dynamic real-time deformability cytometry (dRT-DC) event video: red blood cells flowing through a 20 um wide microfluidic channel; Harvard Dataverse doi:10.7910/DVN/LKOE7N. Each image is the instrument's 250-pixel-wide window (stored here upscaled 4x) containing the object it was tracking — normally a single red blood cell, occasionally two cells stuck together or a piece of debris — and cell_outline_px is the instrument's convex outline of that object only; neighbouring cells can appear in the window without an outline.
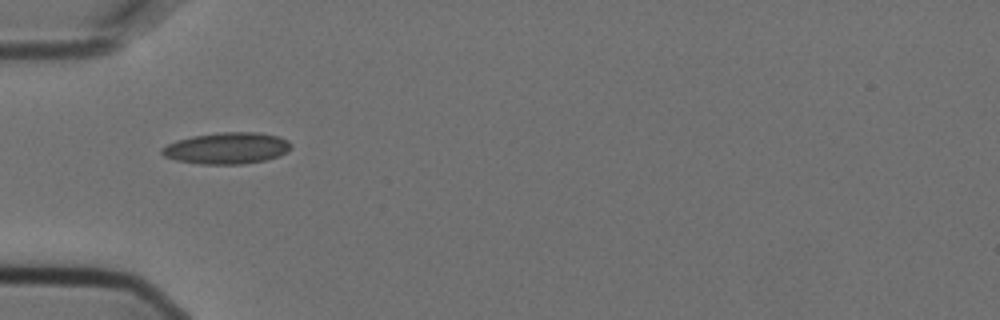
{"species": "Egyptian fruit bat (a non-hibernating species)", "species_latin": "Rousettus aegyptiacus", "temperature_condition": "cold", "stored_images_in_passage": 2, "camera_frame_rate_fps": 3000, "um_per_image_px": 0.085, "animal": {"sex": "female"}, "frame": {"image": 1, "passage_image": 1, "time_ms": 0.0, "image_size_px": [1000, 320], "cell_outline_px": [[292, 148], [280, 156], [268, 160], [244, 164], [200, 164], [176, 160], [164, 156], [160, 152], [160, 148], [176, 140], [192, 136], [220, 132], [256, 132], [276, 136], [288, 140], [292, 144]], "centroid_in_image_um": [19.29, 12.6], "position_along_channel_um": 65.7, "area_um2": 23.87}}
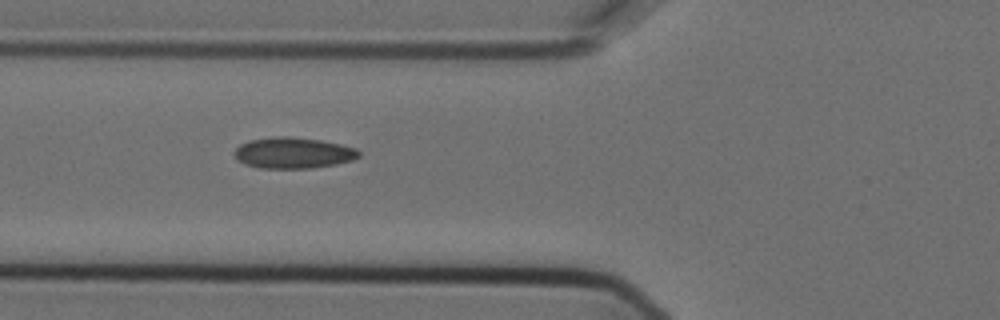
{"frame": {"image": 2, "passage_image": 2, "time_ms": 0.333, "image_size_px": [1000, 320], "cell_outline_px": [[360, 156], [352, 160], [336, 164], [312, 168], [260, 168], [244, 164], [236, 160], [232, 152], [240, 144], [248, 140], [276, 136], [288, 136], [320, 140], [340, 144], [356, 148], [360, 152]], "centroid_in_image_um": [24.88, 12.99], "position_along_channel_um": 100.9, "area_um2": 22.72}}